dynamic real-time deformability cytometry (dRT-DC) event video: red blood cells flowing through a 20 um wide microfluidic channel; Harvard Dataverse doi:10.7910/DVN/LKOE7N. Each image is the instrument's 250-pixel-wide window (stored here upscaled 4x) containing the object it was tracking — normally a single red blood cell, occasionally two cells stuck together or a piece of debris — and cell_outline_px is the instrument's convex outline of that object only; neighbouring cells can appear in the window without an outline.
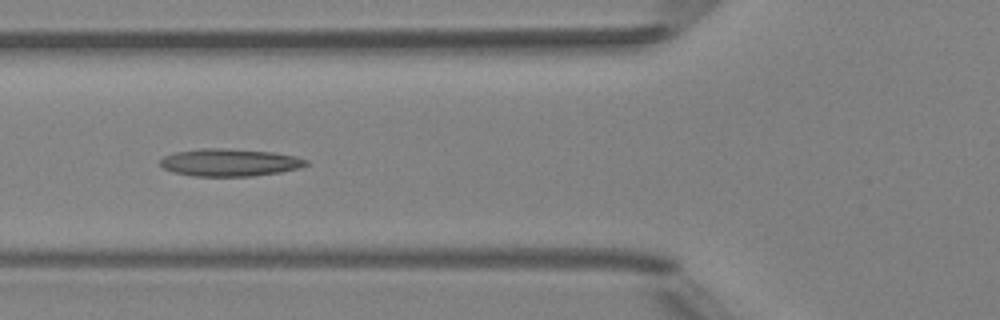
{"species": "Egyptian fruit bat (a non-hibernating species)", "species_latin": "Rousettus aegyptiacus", "temperature_condition": "room temperature", "stored_images_in_passage": 6, "camera_frame_rate_fps": 3000, "um_per_image_px": 0.085, "animal": {"sex": "female"}, "frame": {"image": 1, "passage_image": 6, "time_ms": 5.667, "image_size_px": [1000, 320], "cell_outline_px": [[308, 164], [300, 168], [280, 172], [252, 176], [192, 176], [172, 172], [164, 168], [160, 164], [160, 160], [164, 156], [176, 152], [200, 148], [224, 148], [272, 152], [296, 156], [308, 160]], "centroid_in_image_um": [19.52, 13.81], "position_along_channel_um": 106.3, "area_um2": 23.41}}